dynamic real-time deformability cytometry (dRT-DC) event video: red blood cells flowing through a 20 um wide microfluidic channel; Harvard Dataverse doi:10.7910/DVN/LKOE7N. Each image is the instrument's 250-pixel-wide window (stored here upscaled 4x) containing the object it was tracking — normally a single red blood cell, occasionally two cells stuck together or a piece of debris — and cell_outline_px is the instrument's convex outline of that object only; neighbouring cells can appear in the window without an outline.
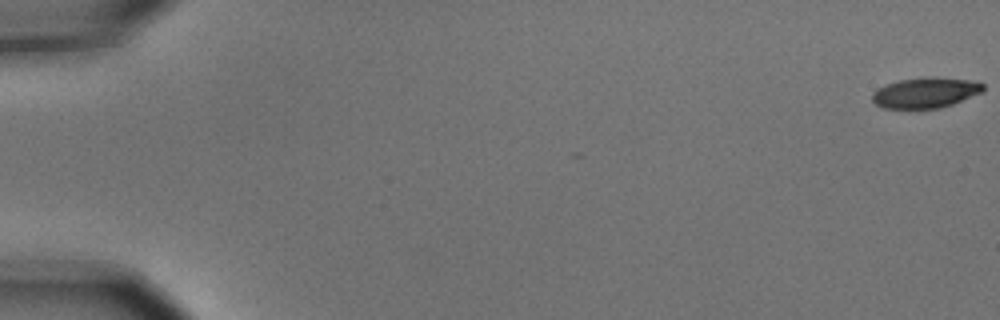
{"species": "common noctule bat (a hibernating species)", "species_latin": "Nyctalus noctula", "temperature_condition": "cold", "stored_images_in_passage": 5, "camera_frame_rate_fps": 3000, "um_per_image_px": 0.085, "animal": {"sex": "male", "body_mass_g": 15.6}, "frame": {"image": 1, "passage_image": 1, "time_ms": 0.0, "image_size_px": [1000, 320], "cell_outline_px": [[984, 92], [952, 104], [940, 108], [884, 108], [876, 104], [872, 100], [872, 92], [888, 84], [900, 80], [928, 76], [968, 80], [984, 84]], "centroid_in_image_um": [78.69, 7.88], "position_along_channel_um": 6.3, "area_um2": 19.54}}
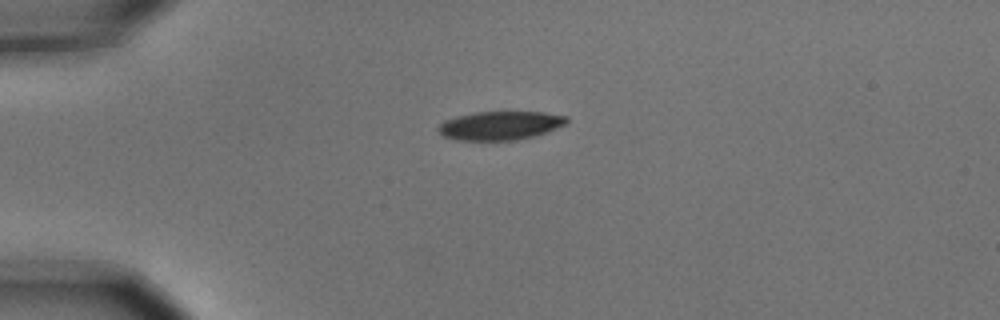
{"frame": {"image": 2, "passage_image": 5, "time_ms": 1.333, "image_size_px": [1000, 320], "cell_outline_px": [[568, 120], [564, 124], [556, 128], [532, 136], [516, 140], [456, 140], [444, 136], [436, 128], [444, 120], [456, 116], [476, 112], [544, 112], [568, 116]], "centroid_in_image_um": [42.48, 10.66], "position_along_channel_um": 42.5, "area_um2": 21.27}}